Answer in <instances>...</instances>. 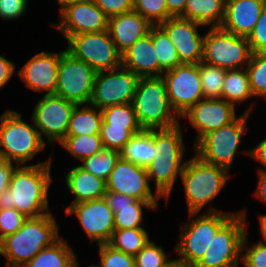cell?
<instances>
[{
    "label": "cell",
    "mask_w": 266,
    "mask_h": 267,
    "mask_svg": "<svg viewBox=\"0 0 266 267\" xmlns=\"http://www.w3.org/2000/svg\"><path fill=\"white\" fill-rule=\"evenodd\" d=\"M64 184L74 197L70 205L103 198L107 191L105 180L87 172L79 165H74V168L67 172Z\"/></svg>",
    "instance_id": "484cf974"
},
{
    "label": "cell",
    "mask_w": 266,
    "mask_h": 267,
    "mask_svg": "<svg viewBox=\"0 0 266 267\" xmlns=\"http://www.w3.org/2000/svg\"><path fill=\"white\" fill-rule=\"evenodd\" d=\"M134 257L135 267H170L175 262L154 240H149Z\"/></svg>",
    "instance_id": "f35d334b"
},
{
    "label": "cell",
    "mask_w": 266,
    "mask_h": 267,
    "mask_svg": "<svg viewBox=\"0 0 266 267\" xmlns=\"http://www.w3.org/2000/svg\"><path fill=\"white\" fill-rule=\"evenodd\" d=\"M259 223H260V233H261V240H259L261 243L266 245V214H259Z\"/></svg>",
    "instance_id": "db71d44e"
},
{
    "label": "cell",
    "mask_w": 266,
    "mask_h": 267,
    "mask_svg": "<svg viewBox=\"0 0 266 267\" xmlns=\"http://www.w3.org/2000/svg\"><path fill=\"white\" fill-rule=\"evenodd\" d=\"M16 64L0 55V89L4 88L13 77L16 70Z\"/></svg>",
    "instance_id": "f907efd6"
},
{
    "label": "cell",
    "mask_w": 266,
    "mask_h": 267,
    "mask_svg": "<svg viewBox=\"0 0 266 267\" xmlns=\"http://www.w3.org/2000/svg\"><path fill=\"white\" fill-rule=\"evenodd\" d=\"M151 240L145 228L115 229L108 242L113 248L135 256Z\"/></svg>",
    "instance_id": "d6a6232c"
},
{
    "label": "cell",
    "mask_w": 266,
    "mask_h": 267,
    "mask_svg": "<svg viewBox=\"0 0 266 267\" xmlns=\"http://www.w3.org/2000/svg\"><path fill=\"white\" fill-rule=\"evenodd\" d=\"M204 99H222L226 69L203 61L198 63Z\"/></svg>",
    "instance_id": "e575fe53"
},
{
    "label": "cell",
    "mask_w": 266,
    "mask_h": 267,
    "mask_svg": "<svg viewBox=\"0 0 266 267\" xmlns=\"http://www.w3.org/2000/svg\"><path fill=\"white\" fill-rule=\"evenodd\" d=\"M67 215H75L90 242L108 243L115 230L114 212L103 198L71 204Z\"/></svg>",
    "instance_id": "2e32d148"
},
{
    "label": "cell",
    "mask_w": 266,
    "mask_h": 267,
    "mask_svg": "<svg viewBox=\"0 0 266 267\" xmlns=\"http://www.w3.org/2000/svg\"><path fill=\"white\" fill-rule=\"evenodd\" d=\"M22 113L7 109L0 116V157L16 165H27L46 148L33 119L27 123Z\"/></svg>",
    "instance_id": "8992f818"
},
{
    "label": "cell",
    "mask_w": 266,
    "mask_h": 267,
    "mask_svg": "<svg viewBox=\"0 0 266 267\" xmlns=\"http://www.w3.org/2000/svg\"><path fill=\"white\" fill-rule=\"evenodd\" d=\"M76 105L56 94L42 95L37 100L31 118L43 140L45 137L55 146L65 138Z\"/></svg>",
    "instance_id": "4fadbf2b"
},
{
    "label": "cell",
    "mask_w": 266,
    "mask_h": 267,
    "mask_svg": "<svg viewBox=\"0 0 266 267\" xmlns=\"http://www.w3.org/2000/svg\"><path fill=\"white\" fill-rule=\"evenodd\" d=\"M18 165L0 157V194L8 188L13 170Z\"/></svg>",
    "instance_id": "681fc988"
},
{
    "label": "cell",
    "mask_w": 266,
    "mask_h": 267,
    "mask_svg": "<svg viewBox=\"0 0 266 267\" xmlns=\"http://www.w3.org/2000/svg\"><path fill=\"white\" fill-rule=\"evenodd\" d=\"M133 10L146 18L152 25H159L171 16L166 0H133Z\"/></svg>",
    "instance_id": "60d3db41"
},
{
    "label": "cell",
    "mask_w": 266,
    "mask_h": 267,
    "mask_svg": "<svg viewBox=\"0 0 266 267\" xmlns=\"http://www.w3.org/2000/svg\"><path fill=\"white\" fill-rule=\"evenodd\" d=\"M266 0H234L225 4V13L220 28L238 36L248 37Z\"/></svg>",
    "instance_id": "7402d4cb"
},
{
    "label": "cell",
    "mask_w": 266,
    "mask_h": 267,
    "mask_svg": "<svg viewBox=\"0 0 266 267\" xmlns=\"http://www.w3.org/2000/svg\"><path fill=\"white\" fill-rule=\"evenodd\" d=\"M193 155L186 161L180 176L188 213H199L203 209L204 212H221L209 203L219 196L232 175L227 169L209 164Z\"/></svg>",
    "instance_id": "277c9868"
},
{
    "label": "cell",
    "mask_w": 266,
    "mask_h": 267,
    "mask_svg": "<svg viewBox=\"0 0 266 267\" xmlns=\"http://www.w3.org/2000/svg\"><path fill=\"white\" fill-rule=\"evenodd\" d=\"M58 145L78 162L104 149L100 134L65 136Z\"/></svg>",
    "instance_id": "836d02e7"
},
{
    "label": "cell",
    "mask_w": 266,
    "mask_h": 267,
    "mask_svg": "<svg viewBox=\"0 0 266 267\" xmlns=\"http://www.w3.org/2000/svg\"><path fill=\"white\" fill-rule=\"evenodd\" d=\"M76 259L67 239L61 236L52 245L43 248L23 267H71Z\"/></svg>",
    "instance_id": "83f0119b"
},
{
    "label": "cell",
    "mask_w": 266,
    "mask_h": 267,
    "mask_svg": "<svg viewBox=\"0 0 266 267\" xmlns=\"http://www.w3.org/2000/svg\"><path fill=\"white\" fill-rule=\"evenodd\" d=\"M102 111L91 104L76 105L66 136L100 134Z\"/></svg>",
    "instance_id": "f1b7e54d"
},
{
    "label": "cell",
    "mask_w": 266,
    "mask_h": 267,
    "mask_svg": "<svg viewBox=\"0 0 266 267\" xmlns=\"http://www.w3.org/2000/svg\"><path fill=\"white\" fill-rule=\"evenodd\" d=\"M139 79L137 74L123 66L97 72L89 104L102 110L113 105L132 103Z\"/></svg>",
    "instance_id": "5bb4252c"
},
{
    "label": "cell",
    "mask_w": 266,
    "mask_h": 267,
    "mask_svg": "<svg viewBox=\"0 0 266 267\" xmlns=\"http://www.w3.org/2000/svg\"><path fill=\"white\" fill-rule=\"evenodd\" d=\"M96 73L91 66L65 49L59 59L55 94L77 105L89 104Z\"/></svg>",
    "instance_id": "7c38bea8"
},
{
    "label": "cell",
    "mask_w": 266,
    "mask_h": 267,
    "mask_svg": "<svg viewBox=\"0 0 266 267\" xmlns=\"http://www.w3.org/2000/svg\"><path fill=\"white\" fill-rule=\"evenodd\" d=\"M183 131L181 123L171 128L153 129L155 155L146 170L149 183H155V192L166 204L187 161Z\"/></svg>",
    "instance_id": "7a4b0ae2"
},
{
    "label": "cell",
    "mask_w": 266,
    "mask_h": 267,
    "mask_svg": "<svg viewBox=\"0 0 266 267\" xmlns=\"http://www.w3.org/2000/svg\"><path fill=\"white\" fill-rule=\"evenodd\" d=\"M56 217L47 213L27 218L22 227L1 240L0 256L6 259V267H23L43 248L52 245L61 236Z\"/></svg>",
    "instance_id": "3957f363"
},
{
    "label": "cell",
    "mask_w": 266,
    "mask_h": 267,
    "mask_svg": "<svg viewBox=\"0 0 266 267\" xmlns=\"http://www.w3.org/2000/svg\"><path fill=\"white\" fill-rule=\"evenodd\" d=\"M231 1H234V0H224L225 3H228V2H231Z\"/></svg>",
    "instance_id": "680465c9"
},
{
    "label": "cell",
    "mask_w": 266,
    "mask_h": 267,
    "mask_svg": "<svg viewBox=\"0 0 266 267\" xmlns=\"http://www.w3.org/2000/svg\"><path fill=\"white\" fill-rule=\"evenodd\" d=\"M172 109L181 117L189 108L204 99L198 64H181L162 75Z\"/></svg>",
    "instance_id": "9a60e30c"
},
{
    "label": "cell",
    "mask_w": 266,
    "mask_h": 267,
    "mask_svg": "<svg viewBox=\"0 0 266 267\" xmlns=\"http://www.w3.org/2000/svg\"><path fill=\"white\" fill-rule=\"evenodd\" d=\"M55 1L58 3V7H59V11L58 12L60 13L68 5L75 4L77 2H82V1H85V0H55Z\"/></svg>",
    "instance_id": "11a10c76"
},
{
    "label": "cell",
    "mask_w": 266,
    "mask_h": 267,
    "mask_svg": "<svg viewBox=\"0 0 266 267\" xmlns=\"http://www.w3.org/2000/svg\"><path fill=\"white\" fill-rule=\"evenodd\" d=\"M58 21L50 24L65 40L71 35L108 30V18L94 0L68 5L59 13Z\"/></svg>",
    "instance_id": "e0dca14e"
},
{
    "label": "cell",
    "mask_w": 266,
    "mask_h": 267,
    "mask_svg": "<svg viewBox=\"0 0 266 267\" xmlns=\"http://www.w3.org/2000/svg\"><path fill=\"white\" fill-rule=\"evenodd\" d=\"M27 219L15 208L0 209V241L17 232Z\"/></svg>",
    "instance_id": "ee69618b"
},
{
    "label": "cell",
    "mask_w": 266,
    "mask_h": 267,
    "mask_svg": "<svg viewBox=\"0 0 266 267\" xmlns=\"http://www.w3.org/2000/svg\"><path fill=\"white\" fill-rule=\"evenodd\" d=\"M257 173L258 183L253 195L260 200V202L266 204V172L258 170Z\"/></svg>",
    "instance_id": "816d5d0a"
},
{
    "label": "cell",
    "mask_w": 266,
    "mask_h": 267,
    "mask_svg": "<svg viewBox=\"0 0 266 267\" xmlns=\"http://www.w3.org/2000/svg\"><path fill=\"white\" fill-rule=\"evenodd\" d=\"M71 267H80L79 262L77 261V259L73 262V264L71 265ZM89 267H97V265L90 264Z\"/></svg>",
    "instance_id": "9f6ffc18"
},
{
    "label": "cell",
    "mask_w": 266,
    "mask_h": 267,
    "mask_svg": "<svg viewBox=\"0 0 266 267\" xmlns=\"http://www.w3.org/2000/svg\"><path fill=\"white\" fill-rule=\"evenodd\" d=\"M252 53L266 52V6L247 37Z\"/></svg>",
    "instance_id": "f6af8a7d"
},
{
    "label": "cell",
    "mask_w": 266,
    "mask_h": 267,
    "mask_svg": "<svg viewBox=\"0 0 266 267\" xmlns=\"http://www.w3.org/2000/svg\"><path fill=\"white\" fill-rule=\"evenodd\" d=\"M159 26L173 42L182 63L198 64L202 61L205 33L200 34L198 29L205 26L181 17H171Z\"/></svg>",
    "instance_id": "ffe728a7"
},
{
    "label": "cell",
    "mask_w": 266,
    "mask_h": 267,
    "mask_svg": "<svg viewBox=\"0 0 266 267\" xmlns=\"http://www.w3.org/2000/svg\"><path fill=\"white\" fill-rule=\"evenodd\" d=\"M94 2L108 19L133 11V0H94Z\"/></svg>",
    "instance_id": "7dc6e473"
},
{
    "label": "cell",
    "mask_w": 266,
    "mask_h": 267,
    "mask_svg": "<svg viewBox=\"0 0 266 267\" xmlns=\"http://www.w3.org/2000/svg\"><path fill=\"white\" fill-rule=\"evenodd\" d=\"M107 191L124 194L141 201H160L162 199L150 188L147 170L122 158L116 163L106 181Z\"/></svg>",
    "instance_id": "d6986e66"
},
{
    "label": "cell",
    "mask_w": 266,
    "mask_h": 267,
    "mask_svg": "<svg viewBox=\"0 0 266 267\" xmlns=\"http://www.w3.org/2000/svg\"><path fill=\"white\" fill-rule=\"evenodd\" d=\"M236 106L224 99H202L189 108L180 119L196 129L194 145L209 132L233 122L238 116Z\"/></svg>",
    "instance_id": "ac0fdd59"
},
{
    "label": "cell",
    "mask_w": 266,
    "mask_h": 267,
    "mask_svg": "<svg viewBox=\"0 0 266 267\" xmlns=\"http://www.w3.org/2000/svg\"><path fill=\"white\" fill-rule=\"evenodd\" d=\"M120 155L123 160L146 168L155 155L153 130H142L133 135L120 151Z\"/></svg>",
    "instance_id": "f546056e"
},
{
    "label": "cell",
    "mask_w": 266,
    "mask_h": 267,
    "mask_svg": "<svg viewBox=\"0 0 266 267\" xmlns=\"http://www.w3.org/2000/svg\"><path fill=\"white\" fill-rule=\"evenodd\" d=\"M142 130V128H118L110 127V124H101L100 137L104 149L121 151L131 137Z\"/></svg>",
    "instance_id": "ab89813d"
},
{
    "label": "cell",
    "mask_w": 266,
    "mask_h": 267,
    "mask_svg": "<svg viewBox=\"0 0 266 267\" xmlns=\"http://www.w3.org/2000/svg\"><path fill=\"white\" fill-rule=\"evenodd\" d=\"M29 0H0V18L15 21L28 10Z\"/></svg>",
    "instance_id": "bcb514c9"
},
{
    "label": "cell",
    "mask_w": 266,
    "mask_h": 267,
    "mask_svg": "<svg viewBox=\"0 0 266 267\" xmlns=\"http://www.w3.org/2000/svg\"><path fill=\"white\" fill-rule=\"evenodd\" d=\"M101 111L102 124L118 128H141L132 103L109 106Z\"/></svg>",
    "instance_id": "8d00e7d4"
},
{
    "label": "cell",
    "mask_w": 266,
    "mask_h": 267,
    "mask_svg": "<svg viewBox=\"0 0 266 267\" xmlns=\"http://www.w3.org/2000/svg\"><path fill=\"white\" fill-rule=\"evenodd\" d=\"M207 29L203 42V62L226 70L245 68L249 64L252 50L246 37L220 27Z\"/></svg>",
    "instance_id": "30bf717a"
},
{
    "label": "cell",
    "mask_w": 266,
    "mask_h": 267,
    "mask_svg": "<svg viewBox=\"0 0 266 267\" xmlns=\"http://www.w3.org/2000/svg\"><path fill=\"white\" fill-rule=\"evenodd\" d=\"M254 98L251 91L249 76L245 68L226 71L224 79L222 99L237 105L250 101Z\"/></svg>",
    "instance_id": "4dcf8cb0"
},
{
    "label": "cell",
    "mask_w": 266,
    "mask_h": 267,
    "mask_svg": "<svg viewBox=\"0 0 266 267\" xmlns=\"http://www.w3.org/2000/svg\"><path fill=\"white\" fill-rule=\"evenodd\" d=\"M187 0H166L168 14L171 17H180L184 13Z\"/></svg>",
    "instance_id": "f5cc1de1"
},
{
    "label": "cell",
    "mask_w": 266,
    "mask_h": 267,
    "mask_svg": "<svg viewBox=\"0 0 266 267\" xmlns=\"http://www.w3.org/2000/svg\"><path fill=\"white\" fill-rule=\"evenodd\" d=\"M149 33L152 36L154 48L158 57L159 77L162 76L165 71L183 64L180 61L173 42L159 25H152Z\"/></svg>",
    "instance_id": "1f68e13d"
},
{
    "label": "cell",
    "mask_w": 266,
    "mask_h": 267,
    "mask_svg": "<svg viewBox=\"0 0 266 267\" xmlns=\"http://www.w3.org/2000/svg\"><path fill=\"white\" fill-rule=\"evenodd\" d=\"M132 104L143 130L166 129L182 123L169 103L162 76L140 77Z\"/></svg>",
    "instance_id": "52a82bcc"
},
{
    "label": "cell",
    "mask_w": 266,
    "mask_h": 267,
    "mask_svg": "<svg viewBox=\"0 0 266 267\" xmlns=\"http://www.w3.org/2000/svg\"><path fill=\"white\" fill-rule=\"evenodd\" d=\"M255 103L247 107L233 122L205 134L193 147V153L203 161L223 167L228 171L235 159L236 153L243 142L242 136L248 130L247 122Z\"/></svg>",
    "instance_id": "ba28073f"
},
{
    "label": "cell",
    "mask_w": 266,
    "mask_h": 267,
    "mask_svg": "<svg viewBox=\"0 0 266 267\" xmlns=\"http://www.w3.org/2000/svg\"><path fill=\"white\" fill-rule=\"evenodd\" d=\"M36 53L17 72L21 81L32 92L55 94L58 79L59 59L64 52Z\"/></svg>",
    "instance_id": "44dd1931"
},
{
    "label": "cell",
    "mask_w": 266,
    "mask_h": 267,
    "mask_svg": "<svg viewBox=\"0 0 266 267\" xmlns=\"http://www.w3.org/2000/svg\"><path fill=\"white\" fill-rule=\"evenodd\" d=\"M99 266L97 267H135V257L113 248L108 243L98 244Z\"/></svg>",
    "instance_id": "b9f144b4"
},
{
    "label": "cell",
    "mask_w": 266,
    "mask_h": 267,
    "mask_svg": "<svg viewBox=\"0 0 266 267\" xmlns=\"http://www.w3.org/2000/svg\"><path fill=\"white\" fill-rule=\"evenodd\" d=\"M170 267H183V266L175 261Z\"/></svg>",
    "instance_id": "6f0895ef"
},
{
    "label": "cell",
    "mask_w": 266,
    "mask_h": 267,
    "mask_svg": "<svg viewBox=\"0 0 266 267\" xmlns=\"http://www.w3.org/2000/svg\"><path fill=\"white\" fill-rule=\"evenodd\" d=\"M151 26L146 18L134 10L108 19V32L121 55L148 34Z\"/></svg>",
    "instance_id": "cb8c5ba5"
},
{
    "label": "cell",
    "mask_w": 266,
    "mask_h": 267,
    "mask_svg": "<svg viewBox=\"0 0 266 267\" xmlns=\"http://www.w3.org/2000/svg\"><path fill=\"white\" fill-rule=\"evenodd\" d=\"M66 41V50L96 72L114 70L122 66V55L108 30L71 35Z\"/></svg>",
    "instance_id": "8fae6325"
},
{
    "label": "cell",
    "mask_w": 266,
    "mask_h": 267,
    "mask_svg": "<svg viewBox=\"0 0 266 267\" xmlns=\"http://www.w3.org/2000/svg\"><path fill=\"white\" fill-rule=\"evenodd\" d=\"M236 212L188 213L189 220L181 222L179 239L172 252L176 253V257L180 256L174 258L175 261L183 267H194L203 257L213 236Z\"/></svg>",
    "instance_id": "5b68a950"
},
{
    "label": "cell",
    "mask_w": 266,
    "mask_h": 267,
    "mask_svg": "<svg viewBox=\"0 0 266 267\" xmlns=\"http://www.w3.org/2000/svg\"><path fill=\"white\" fill-rule=\"evenodd\" d=\"M224 0H187L181 18L208 28L220 27L225 13Z\"/></svg>",
    "instance_id": "4316f807"
},
{
    "label": "cell",
    "mask_w": 266,
    "mask_h": 267,
    "mask_svg": "<svg viewBox=\"0 0 266 267\" xmlns=\"http://www.w3.org/2000/svg\"><path fill=\"white\" fill-rule=\"evenodd\" d=\"M247 223V208L240 209L213 236L203 257L194 267H238Z\"/></svg>",
    "instance_id": "9c48e42d"
},
{
    "label": "cell",
    "mask_w": 266,
    "mask_h": 267,
    "mask_svg": "<svg viewBox=\"0 0 266 267\" xmlns=\"http://www.w3.org/2000/svg\"><path fill=\"white\" fill-rule=\"evenodd\" d=\"M242 154L249 156L256 162H259L263 168L257 167V171H264L266 172V138L262 139L255 147L248 148L247 150H241Z\"/></svg>",
    "instance_id": "c3c4849f"
},
{
    "label": "cell",
    "mask_w": 266,
    "mask_h": 267,
    "mask_svg": "<svg viewBox=\"0 0 266 267\" xmlns=\"http://www.w3.org/2000/svg\"><path fill=\"white\" fill-rule=\"evenodd\" d=\"M246 70L253 96L266 101V52L252 53Z\"/></svg>",
    "instance_id": "74e56055"
},
{
    "label": "cell",
    "mask_w": 266,
    "mask_h": 267,
    "mask_svg": "<svg viewBox=\"0 0 266 267\" xmlns=\"http://www.w3.org/2000/svg\"><path fill=\"white\" fill-rule=\"evenodd\" d=\"M249 242L248 233H246L242 244V265L244 267H266V245L260 241L253 244Z\"/></svg>",
    "instance_id": "7bdbcfd3"
},
{
    "label": "cell",
    "mask_w": 266,
    "mask_h": 267,
    "mask_svg": "<svg viewBox=\"0 0 266 267\" xmlns=\"http://www.w3.org/2000/svg\"><path fill=\"white\" fill-rule=\"evenodd\" d=\"M122 66L139 77H159V62L150 33L122 54Z\"/></svg>",
    "instance_id": "d4e9b609"
},
{
    "label": "cell",
    "mask_w": 266,
    "mask_h": 267,
    "mask_svg": "<svg viewBox=\"0 0 266 267\" xmlns=\"http://www.w3.org/2000/svg\"><path fill=\"white\" fill-rule=\"evenodd\" d=\"M120 158V151L103 149L83 159L79 166L94 176L107 181L111 171L115 168Z\"/></svg>",
    "instance_id": "d590c367"
},
{
    "label": "cell",
    "mask_w": 266,
    "mask_h": 267,
    "mask_svg": "<svg viewBox=\"0 0 266 267\" xmlns=\"http://www.w3.org/2000/svg\"><path fill=\"white\" fill-rule=\"evenodd\" d=\"M52 154L37 164L17 166L11 175L7 189L0 194V209L15 208L27 218H35L51 212L49 189Z\"/></svg>",
    "instance_id": "6da1fadb"
},
{
    "label": "cell",
    "mask_w": 266,
    "mask_h": 267,
    "mask_svg": "<svg viewBox=\"0 0 266 267\" xmlns=\"http://www.w3.org/2000/svg\"><path fill=\"white\" fill-rule=\"evenodd\" d=\"M108 206L114 212L115 229L143 228V208L157 210L159 201H141L124 194L106 191L104 194Z\"/></svg>",
    "instance_id": "603a6c76"
}]
</instances>
